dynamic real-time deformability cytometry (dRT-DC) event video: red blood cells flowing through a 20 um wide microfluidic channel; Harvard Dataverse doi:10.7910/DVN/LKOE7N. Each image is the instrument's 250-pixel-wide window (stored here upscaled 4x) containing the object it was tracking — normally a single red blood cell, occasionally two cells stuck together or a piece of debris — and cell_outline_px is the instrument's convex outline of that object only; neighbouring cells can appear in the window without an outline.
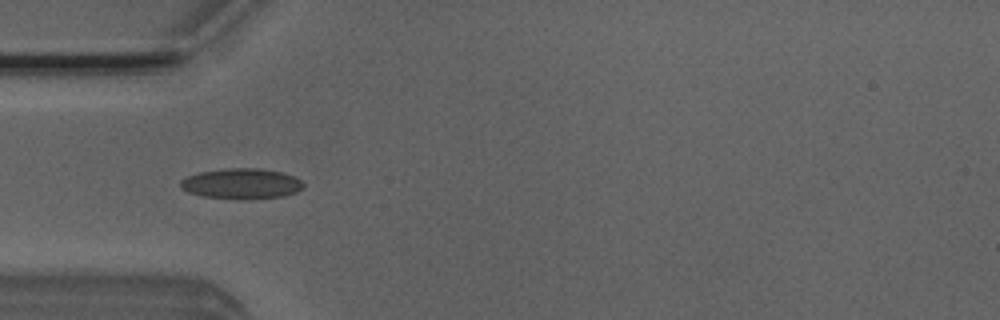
{"species": "Egyptian fruit bat (a non-hibernating species)", "species_latin": "Rousettus aegyptiacus", "temperature_condition": "room temperature", "stored_images_in_passage": 5, "camera_frame_rate_fps": 3000, "um_per_image_px": 0.085, "animal": {"sex": "male"}, "frame": {"image": 1, "passage_image": 3, "time_ms": 0.667, "image_size_px": [1000, 320], "cell_outline_px": [[304, 188], [296, 192], [284, 196], [244, 200], [236, 200], [200, 196], [188, 192], [180, 188], [180, 180], [188, 176], [200, 172], [224, 168], [260, 168], [280, 172], [292, 176], [300, 180], [304, 184]], "centroid_in_image_um": [20.5, 15.63], "position_along_channel_um": 64.5, "area_um2": 22.14}}